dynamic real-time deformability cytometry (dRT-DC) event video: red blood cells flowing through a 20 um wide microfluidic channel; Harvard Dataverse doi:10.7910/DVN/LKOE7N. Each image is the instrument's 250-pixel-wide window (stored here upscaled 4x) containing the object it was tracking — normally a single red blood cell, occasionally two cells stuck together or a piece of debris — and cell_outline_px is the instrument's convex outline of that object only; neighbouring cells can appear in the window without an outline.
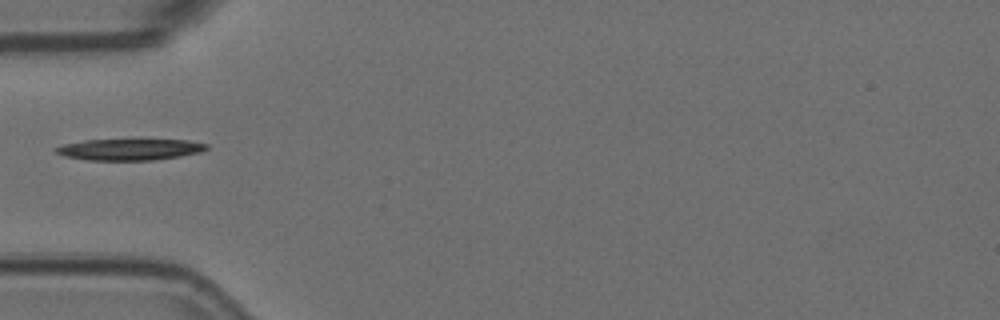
{"species": "Egyptian fruit bat (a non-hibernating species)", "species_latin": "Rousettus aegyptiacus", "temperature_condition": "room temperature", "stored_images_in_passage": 1, "camera_frame_rate_fps": 3000, "um_per_image_px": 0.085, "animal": {"sex": "female"}, "frame": {"image": 1, "passage_image": 1, "time_ms": 0.0, "image_size_px": [1000, 320], "cell_outline_px": [[208, 148], [200, 152], [180, 156], [152, 160], [88, 160], [64, 156], [56, 152], [52, 148], [64, 144], [84, 140], [188, 140], [208, 144]], "centroid_in_image_um": [11.0, 12.7], "position_along_channel_um": 74.0, "area_um2": 18.61}}